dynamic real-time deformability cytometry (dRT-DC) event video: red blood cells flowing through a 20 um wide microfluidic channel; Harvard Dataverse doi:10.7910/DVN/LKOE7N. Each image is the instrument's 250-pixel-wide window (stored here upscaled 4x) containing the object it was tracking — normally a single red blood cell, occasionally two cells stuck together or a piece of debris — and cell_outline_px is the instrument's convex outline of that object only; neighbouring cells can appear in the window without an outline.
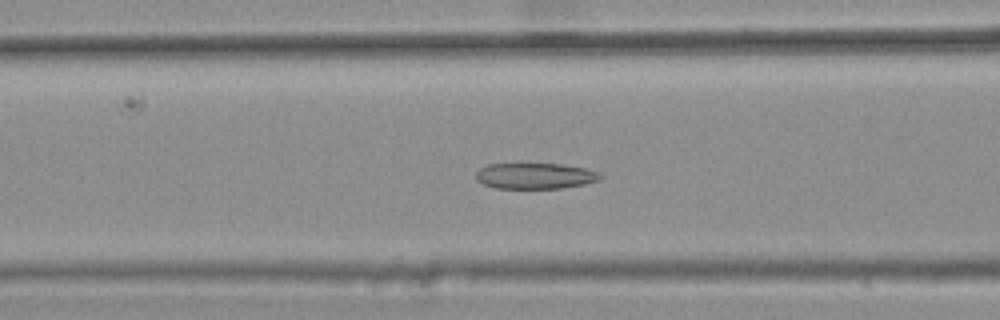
{"species": "common noctule bat (a hibernating species)", "species_latin": "Nyctalus noctula", "temperature_condition": "warm", "stored_images_in_passage": 45, "camera_frame_rate_fps": 3000, "um_per_image_px": 0.085, "animal": {"sex": "female", "body_mass_g": 25.1}, "frame": {"image": 1, "passage_image": 20, "time_ms": 6.333, "image_size_px": [1000, 320], "cell_outline_px": [[604, 176], [600, 180], [584, 184], [560, 188], [496, 188], [484, 184], [476, 180], [476, 172], [480, 168], [488, 164], [564, 164], [584, 168], [600, 172]], "centroid_in_image_um": [45.51, 14.95], "position_along_channel_um": 121.1, "area_um2": 18.79}}
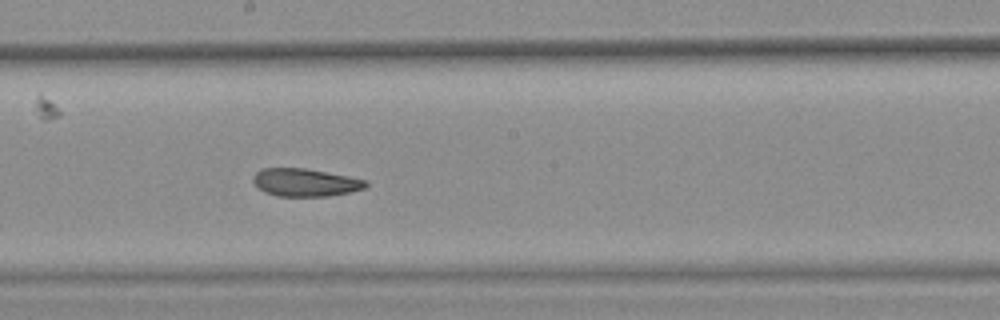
{"frame": {"image": 2, "passage_image": 28, "time_ms": 9.0, "image_size_px": [1000, 320], "cell_outline_px": [[368, 184], [364, 188], [348, 192], [328, 196], [276, 196], [264, 192], [256, 188], [252, 180], [252, 176], [260, 168], [304, 168], [348, 176], [368, 180]], "centroid_in_image_um": [25.88, 15.5], "position_along_channel_um": 222.3, "area_um2": 18.38}}
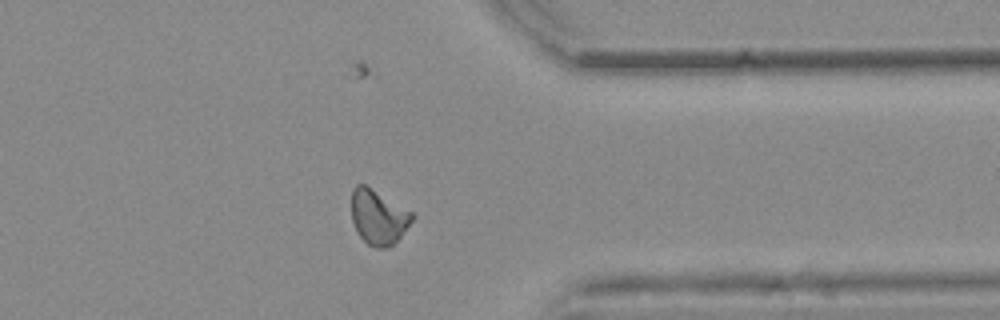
{"frame": {"image": 3, "passage_image": 41, "time_ms": 13.333, "image_size_px": [1000, 320], "cell_outline_px": [[412, 220], [400, 236], [388, 248], [376, 248], [368, 244], [356, 232], [352, 220], [352, 188], [356, 184], [364, 184], [412, 212]], "centroid_in_image_um": [32.12, 18.45], "position_along_channel_um": 379.3, "area_um2": 18.96}, "authors_computed_cell_mechanics": {"area_um2": 19.7098, "velocity_mm_per_s": 3.799, "shape_relaxation_time_tau1_ms": null, "shape_relaxation_time_tau2_ms": 3.5723, "deformation_change_tau1": null, "deformation_change_tau2": 0.0993}}